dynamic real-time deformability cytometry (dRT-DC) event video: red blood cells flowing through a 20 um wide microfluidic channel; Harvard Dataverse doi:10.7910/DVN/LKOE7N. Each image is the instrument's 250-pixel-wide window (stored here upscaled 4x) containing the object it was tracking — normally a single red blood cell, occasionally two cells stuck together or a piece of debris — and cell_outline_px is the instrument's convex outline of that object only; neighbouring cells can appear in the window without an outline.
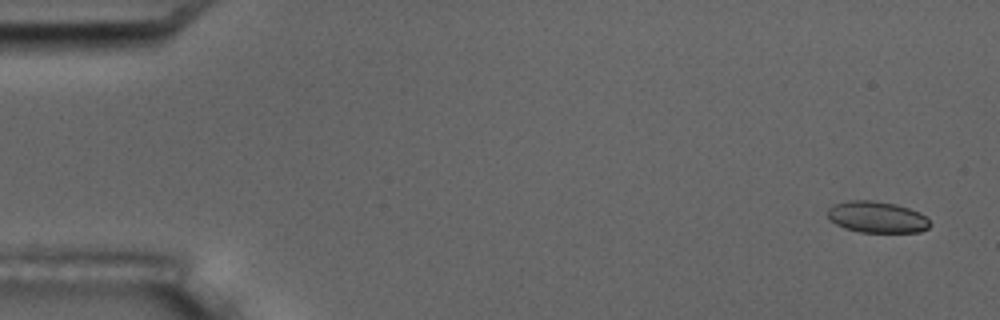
{"species": "common noctule bat (a hibernating species)", "species_latin": "Nyctalus noctula", "temperature_condition": "room temperature", "stored_images_in_passage": 5, "camera_frame_rate_fps": 3000, "um_per_image_px": 0.085, "animal": {"sex": "male", "body_mass_g": 17.5, "forearm_length_mm": 52.3}, "frame": {"image": 1, "passage_image": 1, "time_ms": 0.0, "image_size_px": [1000, 320], "cell_outline_px": [[932, 224], [928, 228], [920, 232], [860, 232], [844, 228], [836, 224], [828, 216], [828, 208], [832, 204], [848, 200], [872, 200], [896, 204], [920, 212]], "centroid_in_image_um": [74.54, 18.44], "position_along_channel_um": 10.5, "area_um2": 18.79}}